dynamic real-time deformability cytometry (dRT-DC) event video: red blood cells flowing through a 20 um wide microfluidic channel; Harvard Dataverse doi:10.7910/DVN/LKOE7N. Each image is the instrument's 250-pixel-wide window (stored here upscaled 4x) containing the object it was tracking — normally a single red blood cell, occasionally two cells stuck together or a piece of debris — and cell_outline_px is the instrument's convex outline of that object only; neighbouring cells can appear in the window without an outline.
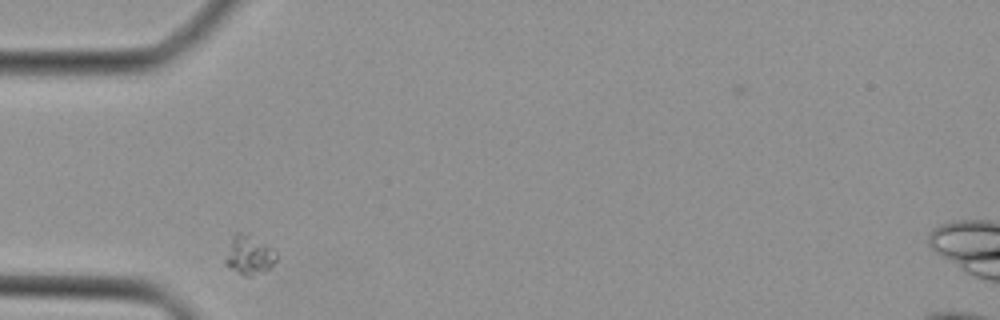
{"species": "Egyptian fruit bat (a non-hibernating species)", "species_latin": "Rousettus aegyptiacus", "temperature_condition": "cold", "stored_images_in_passage": 34, "camera_frame_rate_fps": 3000, "um_per_image_px": 0.085, "animal": {"sex": "female"}, "frame": {"image": 1, "passage_image": 1, "time_ms": 0.0, "image_size_px": [1000, 320], "cell_outline_px": [[276, 260], [264, 272], [252, 276], [244, 276], [228, 268], [224, 264], [224, 256], [232, 236], [236, 232], [248, 232], [272, 248], [276, 252]], "centroid_in_image_um": [21.12, 21.67], "position_along_channel_um": 63.9, "area_um2": 11.96}}
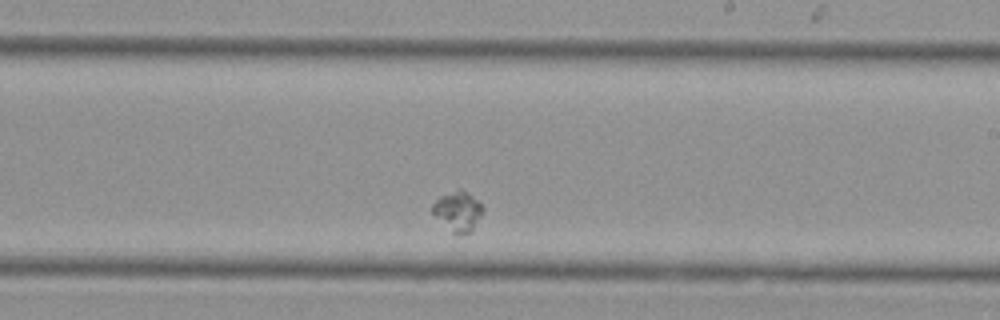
{"frame": {"image": 2, "passage_image": 15, "time_ms": 4.667, "image_size_px": [1000, 320], "cell_outline_px": [[484, 208], [472, 232], [460, 236], [452, 232], [432, 212], [432, 204], [440, 196], [460, 188], [468, 192]], "centroid_in_image_um": [38.93, 17.96], "position_along_channel_um": 250.1, "area_um2": 11.56}}
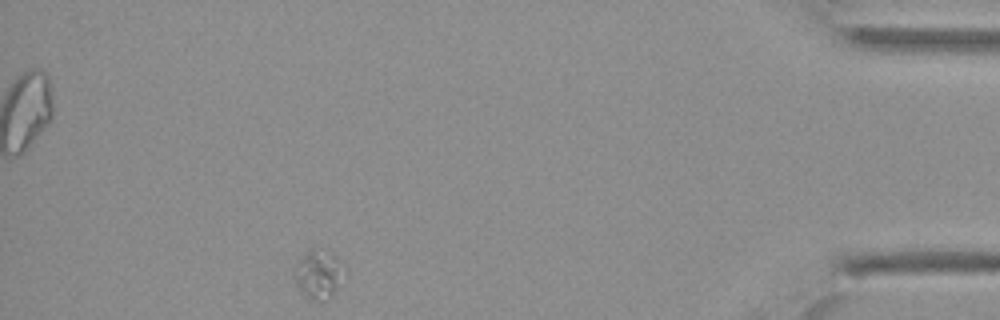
{"frame": {"image": 3, "passage_image": 30, "time_ms": 9.667, "image_size_px": [1000, 320], "cell_outline_px": [[348, 276], [332, 296], [324, 300], [308, 300], [300, 292], [296, 284], [292, 272], [292, 268], [300, 256], [308, 248], [324, 248], [332, 252], [344, 264], [348, 272]], "centroid_in_image_um": [27.11, 23.27], "position_along_channel_um": 408.1, "area_um2": 15.49}}